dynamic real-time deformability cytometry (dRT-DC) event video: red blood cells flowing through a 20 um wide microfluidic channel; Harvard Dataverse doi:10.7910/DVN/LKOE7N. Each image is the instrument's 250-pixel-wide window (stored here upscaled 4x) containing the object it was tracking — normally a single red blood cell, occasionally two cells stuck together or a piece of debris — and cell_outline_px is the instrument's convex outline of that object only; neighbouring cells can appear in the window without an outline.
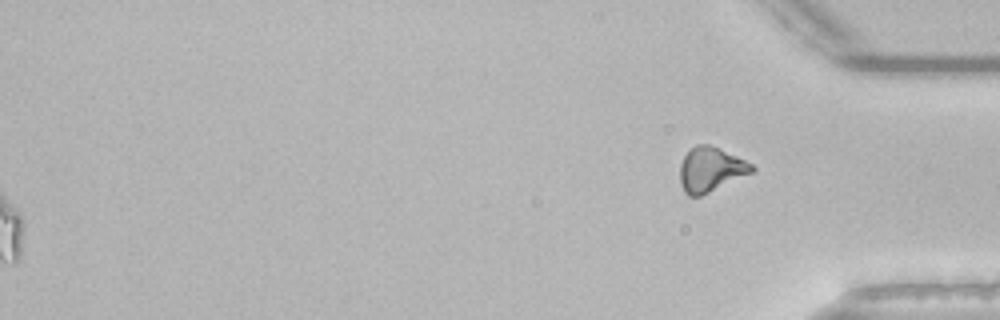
{"species": "common noctule bat (a hibernating species)", "species_latin": "Nyctalus noctula", "temperature_condition": "room temperature", "stored_images_in_passage": 43, "segment_of_instrument_passage": [2, 2], "camera_frame_rate_fps": 3000, "um_per_image_px": 0.085, "animal": {"sex": "male", "body_mass_g": 21.5, "forearm_length_mm": 52.0}, "frame": {"image": 1, "passage_image": 43, "time_ms": 14.0, "image_size_px": [1000, 320], "cell_outline_px": [[756, 172], [700, 196], [688, 196], [684, 192], [680, 184], [680, 164], [684, 156], [696, 144], [708, 144], [720, 148], [752, 164], [756, 168]], "centroid_in_image_um": [60.43, 14.42], "position_along_channel_um": 374.8, "area_um2": 18.84}}